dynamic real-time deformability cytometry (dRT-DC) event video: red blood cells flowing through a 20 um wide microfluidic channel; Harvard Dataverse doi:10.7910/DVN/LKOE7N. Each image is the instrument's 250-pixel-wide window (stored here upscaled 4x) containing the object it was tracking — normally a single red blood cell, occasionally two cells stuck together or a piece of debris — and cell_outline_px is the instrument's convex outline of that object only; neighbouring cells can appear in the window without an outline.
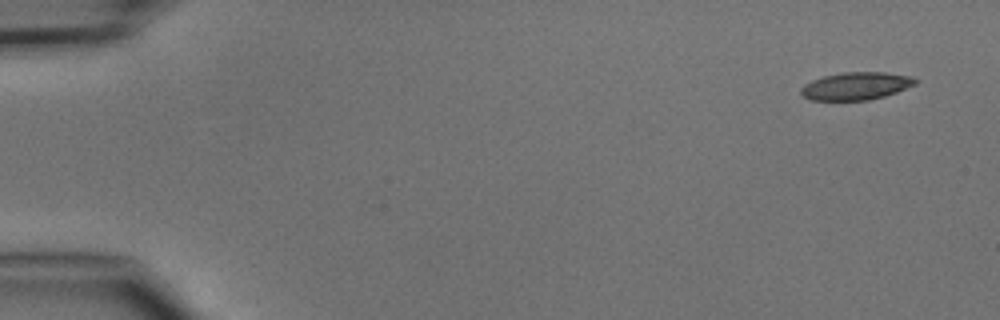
{"species": "common noctule bat (a hibernating species)", "species_latin": "Nyctalus noctula", "temperature_condition": "cold", "stored_images_in_passage": 5, "camera_frame_rate_fps": 3000, "um_per_image_px": 0.085, "animal": {"sex": "male", "body_mass_g": 15.6}, "frame": {"image": 1, "passage_image": 1, "time_ms": 0.0, "image_size_px": [1000, 320], "cell_outline_px": [[920, 80], [916, 84], [896, 92], [884, 96], [868, 100], [812, 100], [804, 96], [800, 92], [800, 88], [804, 84], [812, 80], [824, 76], [844, 72], [884, 72], [912, 76]], "centroid_in_image_um": [72.78, 7.3], "position_along_channel_um": 12.2, "area_um2": 18.44}}
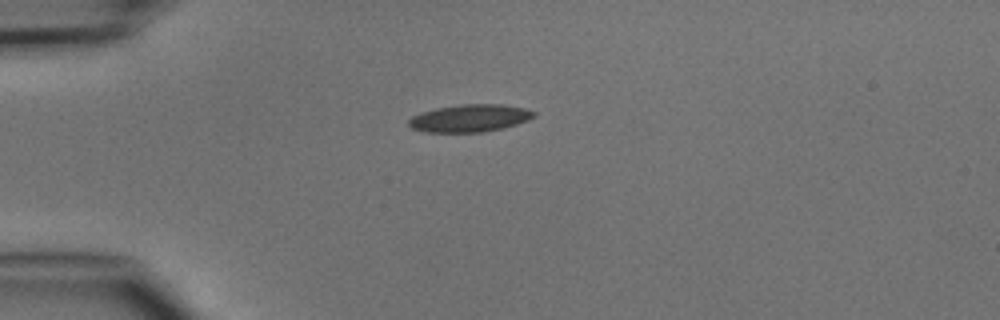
{"frame": {"image": 2, "passage_image": 4, "time_ms": 3.333, "image_size_px": [1000, 320], "cell_outline_px": [[536, 116], [528, 120], [504, 128], [484, 132], [424, 132], [412, 128], [408, 124], [408, 120], [412, 116], [436, 108], [460, 104], [500, 104], [524, 108], [536, 112]], "centroid_in_image_um": [39.95, 10.05], "position_along_channel_um": 45.1, "area_um2": 20.06}}
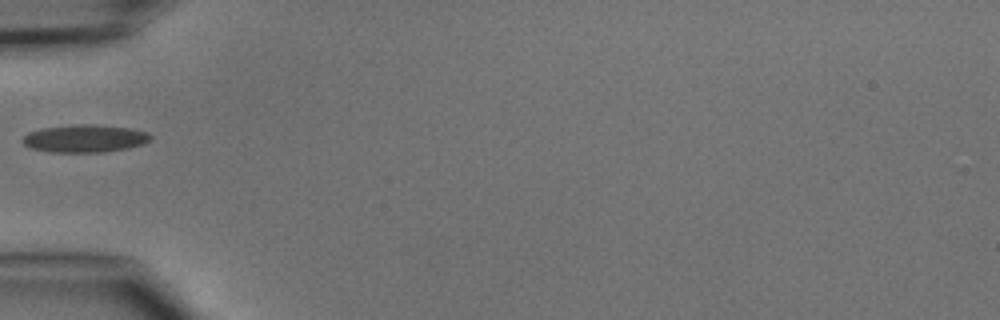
{"frame": {"image": 3, "passage_image": 5, "time_ms": 4.667, "image_size_px": [1000, 320], "cell_outline_px": [[152, 140], [144, 144], [128, 148], [104, 152], [48, 152], [32, 148], [24, 144], [20, 140], [28, 132], [44, 128], [76, 124], [88, 124], [128, 128], [148, 132], [152, 136]], "centroid_in_image_um": [7.22, 11.78], "position_along_channel_um": 77.8, "area_um2": 20.63}}